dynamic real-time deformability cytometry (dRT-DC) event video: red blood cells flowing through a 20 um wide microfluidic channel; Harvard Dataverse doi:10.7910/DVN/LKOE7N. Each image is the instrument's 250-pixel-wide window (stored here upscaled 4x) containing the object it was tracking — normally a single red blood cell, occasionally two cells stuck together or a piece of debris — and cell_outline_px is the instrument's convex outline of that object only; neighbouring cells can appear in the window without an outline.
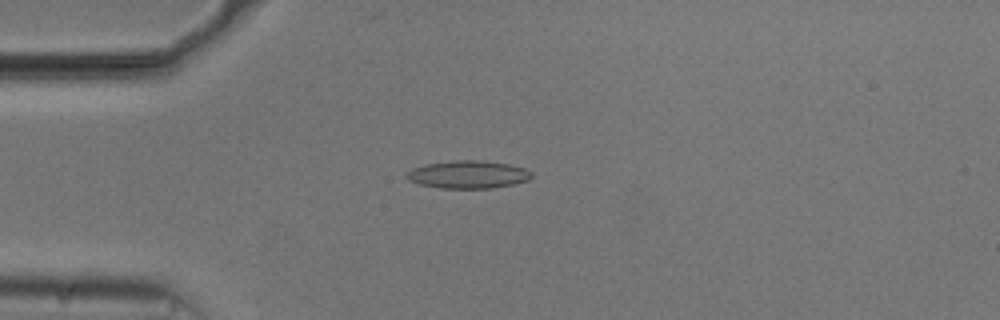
{"species": "common noctule bat (a hibernating species)", "species_latin": "Nyctalus noctula", "temperature_condition": "cold", "stored_images_in_passage": 54, "camera_frame_rate_fps": 3000, "um_per_image_px": 0.085, "animal": {"sex": "male", "body_mass_g": 20.5, "forearm_length_mm": 52.5}, "frame": {"image": 1, "passage_image": 14, "time_ms": 4.333, "image_size_px": [1000, 320], "cell_outline_px": [[532, 176], [528, 180], [512, 184], [488, 188], [440, 188], [420, 184], [408, 180], [404, 176], [412, 168], [424, 164], [456, 160], [480, 160], [508, 164], [524, 168], [532, 172]], "centroid_in_image_um": [39.75, 14.83], "position_along_channel_um": 45.2, "area_um2": 20.11}}
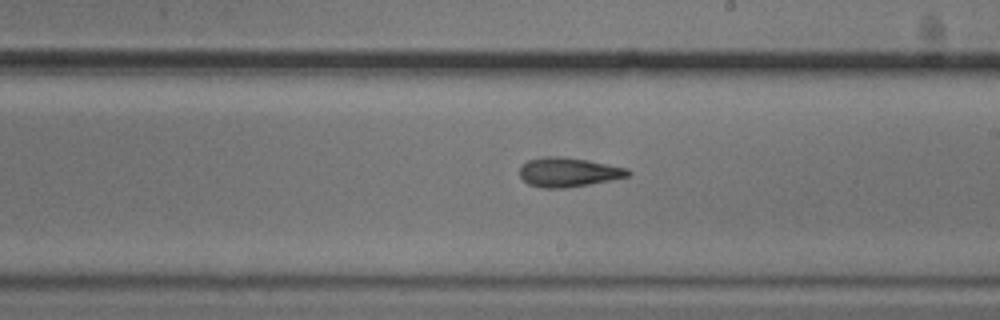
{"frame": {"image": 2, "passage_image": 31, "time_ms": 10.0, "image_size_px": [1000, 320], "cell_outline_px": [[632, 172], [628, 176], [588, 184], [564, 188], [540, 188], [528, 184], [520, 176], [520, 164], [528, 160], [544, 156], [560, 156], [588, 160], [628, 168]], "centroid_in_image_um": [48.27, 14.62], "position_along_channel_um": 240.7, "area_um2": 18.5}}
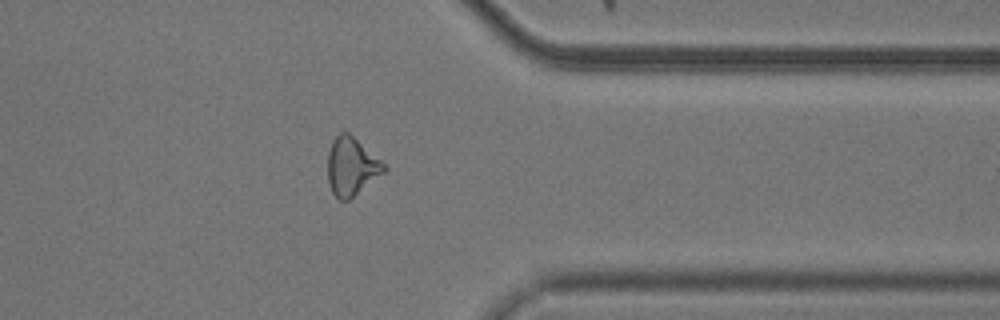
{"frame": {"image": 3, "passage_image": 43, "time_ms": 14.0, "image_size_px": [1000, 320], "cell_outline_px": [[388, 168], [384, 172], [348, 200], [340, 200], [332, 192], [328, 180], [328, 152], [332, 140], [340, 132], [348, 132], [380, 160]], "centroid_in_image_um": [29.85, 14.14], "position_along_channel_um": 381.5, "area_um2": 18.61}, "authors_computed_cell_mechanics": {"area_um2": 18.8717, "velocity_mm_per_s": 3.7408, "shape_relaxation_time_tau1_ms": 4.3078, "shape_relaxation_time_tau2_ms": 2.9371, "deformation_change_tau1": 0.1274, "deformation_change_tau2": 0.1217}}